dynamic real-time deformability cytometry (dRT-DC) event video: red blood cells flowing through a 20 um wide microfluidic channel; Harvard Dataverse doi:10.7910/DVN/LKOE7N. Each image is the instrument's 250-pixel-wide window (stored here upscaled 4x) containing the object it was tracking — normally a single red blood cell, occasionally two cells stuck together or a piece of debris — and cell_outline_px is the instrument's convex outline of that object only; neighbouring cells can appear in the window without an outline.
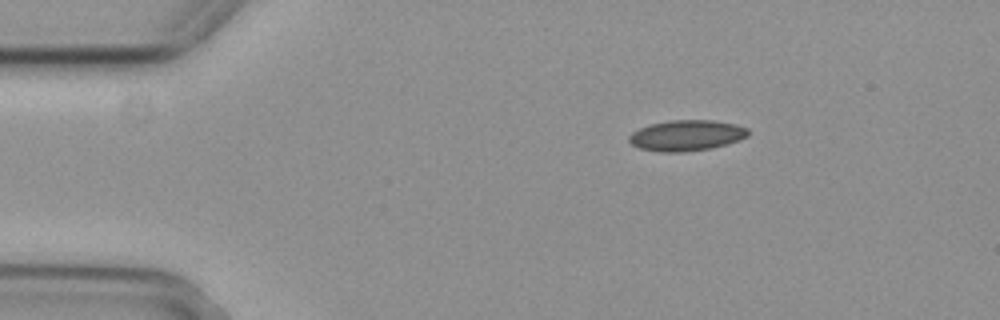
{"species": "common noctule bat (a hibernating species)", "species_latin": "Nyctalus noctula", "temperature_condition": "cold", "stored_images_in_passage": 3, "camera_frame_rate_fps": 3000, "um_per_image_px": 0.085, "animal": {"sex": "female", "body_mass_g": 29.2, "forearm_length_mm": 56.3}, "frame": {"image": 1, "passage_image": 1, "time_ms": 0.0, "image_size_px": [1000, 320], "cell_outline_px": [[748, 136], [712, 148], [680, 152], [660, 152], [640, 148], [632, 144], [628, 140], [628, 136], [632, 132], [640, 128], [652, 124], [668, 120], [712, 120], [736, 124], [748, 128]], "centroid_in_image_um": [58.33, 11.5], "position_along_channel_um": 26.7, "area_um2": 21.15}}
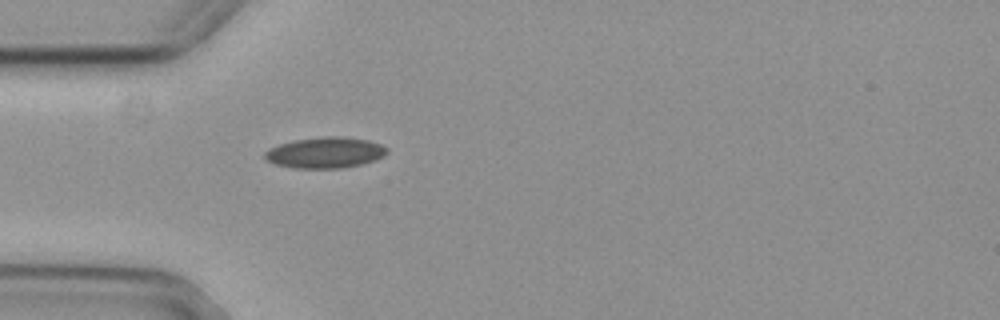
{"frame": {"image": 2, "passage_image": 3, "time_ms": 0.667, "image_size_px": [1000, 320], "cell_outline_px": [[388, 152], [384, 156], [376, 160], [360, 164], [340, 168], [296, 168], [276, 164], [264, 160], [264, 152], [268, 148], [280, 144], [296, 140], [324, 136], [344, 136], [368, 140], [380, 144], [388, 148]], "centroid_in_image_um": [27.64, 12.97], "position_along_channel_um": 57.4, "area_um2": 22.08}}